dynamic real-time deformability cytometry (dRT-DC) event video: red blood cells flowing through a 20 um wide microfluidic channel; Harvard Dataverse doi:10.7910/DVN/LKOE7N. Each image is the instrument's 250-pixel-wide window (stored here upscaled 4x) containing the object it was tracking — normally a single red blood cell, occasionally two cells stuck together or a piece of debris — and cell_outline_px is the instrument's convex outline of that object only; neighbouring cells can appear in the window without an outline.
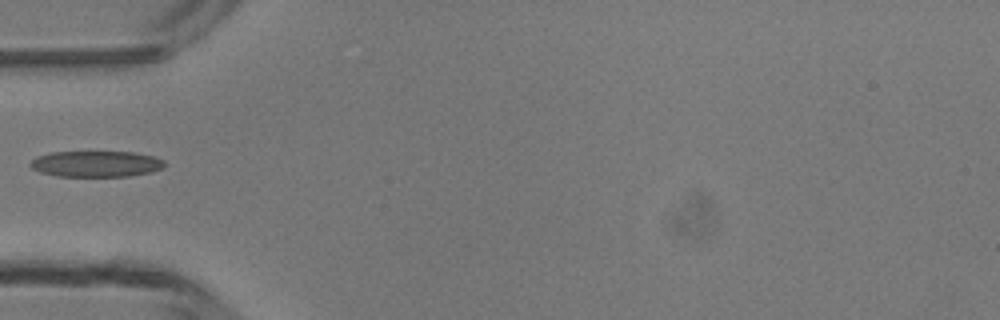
{"species": "common noctule bat (a hibernating species)", "species_latin": "Nyctalus noctula", "temperature_condition": "room temperature", "stored_images_in_passage": 4, "camera_frame_rate_fps": 3000, "um_per_image_px": 0.085, "animal": {"sex": "male", "body_mass_g": 13.3}, "frame": {"image": 1, "passage_image": 4, "time_ms": 4.333, "image_size_px": [1000, 320], "cell_outline_px": [[164, 164], [160, 168], [148, 172], [128, 176], [56, 176], [40, 172], [32, 168], [28, 164], [36, 156], [52, 152], [132, 152], [152, 156], [164, 160]], "centroid_in_image_um": [8.1, 13.93], "position_along_channel_um": 76.9, "area_um2": 20.11}}